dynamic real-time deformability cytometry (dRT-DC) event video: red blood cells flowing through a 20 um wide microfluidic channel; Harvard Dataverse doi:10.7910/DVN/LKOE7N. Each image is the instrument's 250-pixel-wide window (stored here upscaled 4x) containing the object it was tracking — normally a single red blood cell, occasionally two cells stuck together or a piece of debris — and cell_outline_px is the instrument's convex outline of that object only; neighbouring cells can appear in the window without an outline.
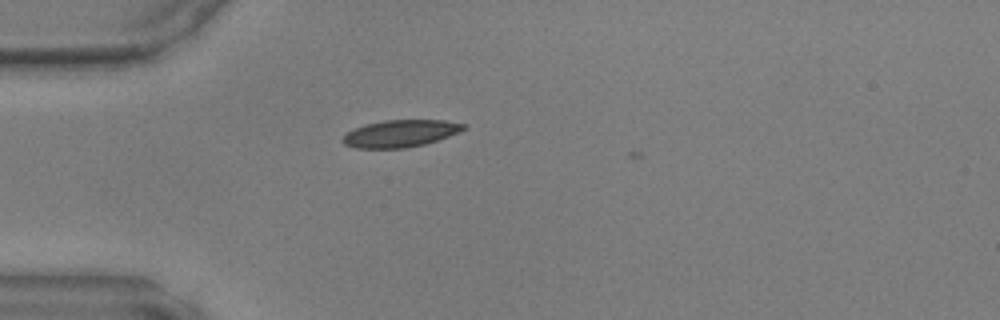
{"species": "common noctule bat (a hibernating species)", "species_latin": "Nyctalus noctula", "temperature_condition": "warm", "stored_images_in_passage": 4, "camera_frame_rate_fps": 3000, "um_per_image_px": 0.085, "animal": {"sex": "male", "body_mass_g": 17.9, "forearm_length_mm": 54.2}, "frame": {"image": 1, "passage_image": 3, "time_ms": 0.667, "image_size_px": [1000, 320], "cell_outline_px": [[468, 128], [460, 132], [424, 144], [404, 148], [356, 148], [344, 144], [340, 140], [348, 132], [364, 124], [384, 120], [444, 120], [464, 124]], "centroid_in_image_um": [34.03, 11.34], "position_along_channel_um": 51.0, "area_um2": 19.02}}